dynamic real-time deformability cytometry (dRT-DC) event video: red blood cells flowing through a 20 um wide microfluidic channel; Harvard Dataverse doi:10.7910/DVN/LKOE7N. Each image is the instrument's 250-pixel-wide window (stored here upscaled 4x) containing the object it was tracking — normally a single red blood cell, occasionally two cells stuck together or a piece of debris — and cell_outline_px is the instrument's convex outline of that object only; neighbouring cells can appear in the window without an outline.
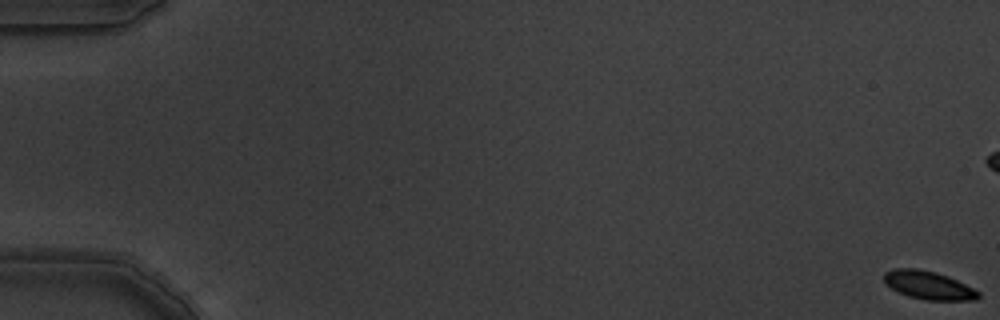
{"species": "common noctule bat (a hibernating species)", "species_latin": "Nyctalus noctula", "temperature_condition": "warm", "stored_images_in_passage": 9, "camera_frame_rate_fps": 3000, "um_per_image_px": 0.085, "animal": {"sex": "male", "body_mass_g": 19.5, "forearm_length_mm": 54.6}, "frame": {"image": 1, "passage_image": 1, "time_ms": 0.0, "image_size_px": [1000, 320], "cell_outline_px": [[980, 296], [976, 300], [928, 300], [908, 296], [892, 288], [884, 280], [884, 272], [892, 268], [916, 268], [936, 272], [948, 276], [980, 292]], "centroid_in_image_um": [78.92, 24.23], "position_along_channel_um": 6.1, "area_um2": 15.37}}
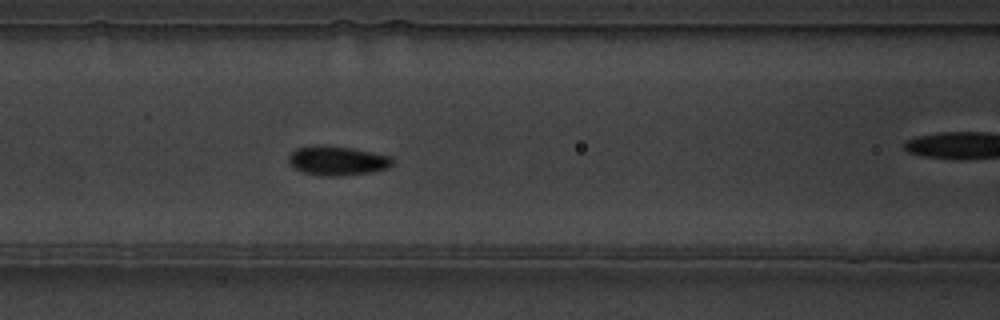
{"frame": {"image": 2, "passage_image": 8, "time_ms": 2.333, "image_size_px": [1000, 320], "cell_outline_px": [[392, 164], [388, 168], [372, 172], [340, 176], [320, 176], [300, 172], [288, 160], [288, 156], [296, 148], [352, 148], [388, 156], [392, 160]], "centroid_in_image_um": [28.68, 13.72], "position_along_channel_um": 137.9, "area_um2": 16.88}}